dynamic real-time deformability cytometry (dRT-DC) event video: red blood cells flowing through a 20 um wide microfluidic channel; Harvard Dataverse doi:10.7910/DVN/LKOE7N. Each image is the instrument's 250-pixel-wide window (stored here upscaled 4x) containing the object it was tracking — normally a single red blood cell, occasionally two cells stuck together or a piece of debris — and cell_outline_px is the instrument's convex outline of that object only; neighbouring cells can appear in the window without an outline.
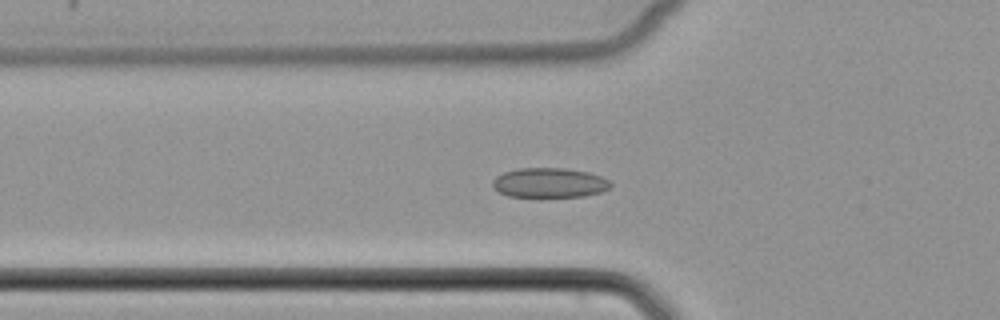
{"species": "common noctule bat (a hibernating species)", "species_latin": "Nyctalus noctula", "temperature_condition": "cold", "stored_images_in_passage": 44, "camera_frame_rate_fps": 3000, "um_per_image_px": 0.085, "animal": {"sex": "female", "body_mass_g": 22.7, "forearm_length_mm": 54.2}, "frame": {"image": 1, "passage_image": 10, "time_ms": 3.0, "image_size_px": [1000, 320], "cell_outline_px": [[612, 188], [600, 192], [584, 196], [508, 196], [492, 188], [492, 180], [496, 176], [504, 172], [516, 168], [564, 168], [588, 172], [600, 176], [608, 180], [612, 184]], "centroid_in_image_um": [46.69, 15.52], "position_along_channel_um": 79.1, "area_um2": 20.4}}
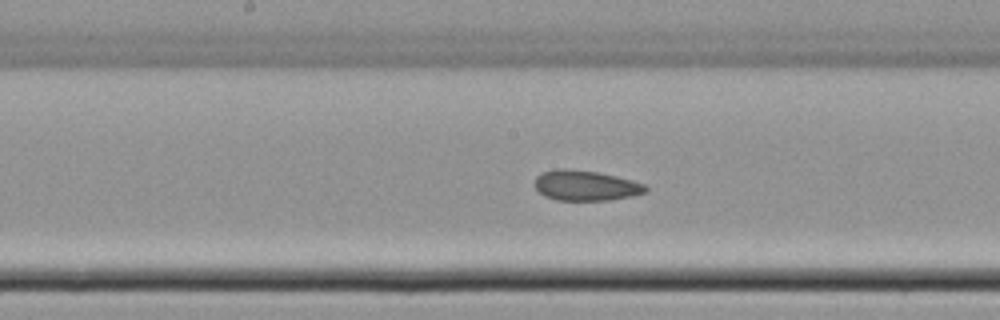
{"frame": {"image": 2, "passage_image": 19, "time_ms": 6.0, "image_size_px": [1000, 320], "cell_outline_px": [[648, 192], [632, 196], [608, 200], [556, 200], [544, 196], [532, 184], [536, 176], [540, 172], [556, 168], [568, 168], [596, 172], [616, 176], [632, 180], [644, 184], [648, 188]], "centroid_in_image_um": [49.74, 15.76], "position_along_channel_um": 198.5, "area_um2": 19.83}}
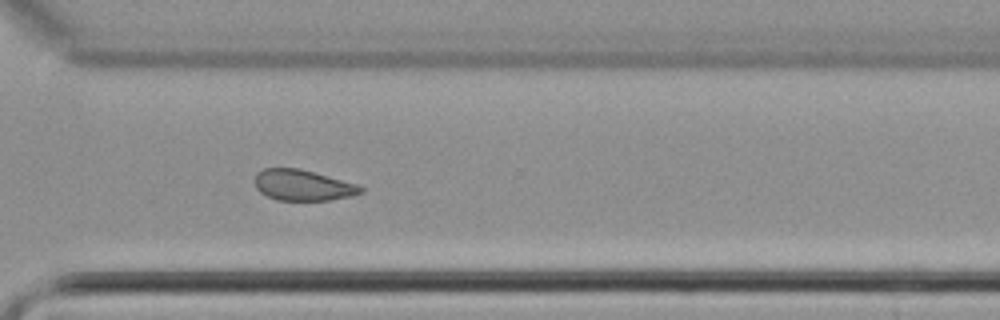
{"frame": {"image": 3, "passage_image": 30, "time_ms": 9.667, "image_size_px": [1000, 320], "cell_outline_px": [[364, 192], [352, 196], [328, 200], [276, 200], [260, 192], [256, 188], [256, 172], [264, 168], [300, 168], [360, 184], [364, 188]], "centroid_in_image_um": [25.79, 15.73], "position_along_channel_um": 344.8, "area_um2": 19.25}}